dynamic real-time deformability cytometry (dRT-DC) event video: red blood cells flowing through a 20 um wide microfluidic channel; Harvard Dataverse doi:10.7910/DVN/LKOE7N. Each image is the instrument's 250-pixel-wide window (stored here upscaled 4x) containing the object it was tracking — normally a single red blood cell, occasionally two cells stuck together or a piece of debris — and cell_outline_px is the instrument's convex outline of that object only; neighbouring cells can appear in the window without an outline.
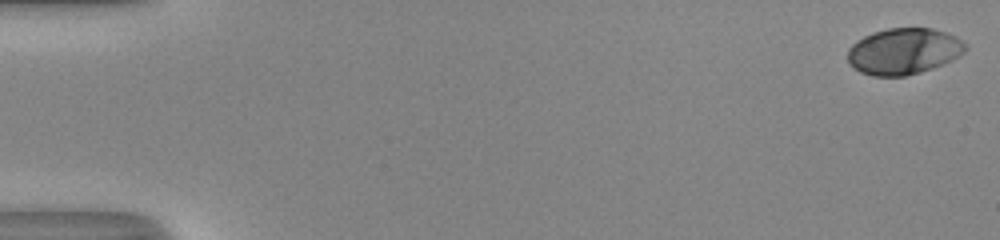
{"species": "human", "species_latin": "Homo sapiens", "temperature_condition": "room temperature", "stored_images_in_passage": 53, "camera_frame_rate_fps": 3000, "um_per_image_px": 0.085, "donor": {"sex": "male"}, "frame": {"image": 1, "passage_image": 1, "time_ms": 0.0, "image_size_px": [1000, 240], "cell_outline_px": [[968, 48], [960, 56], [952, 60], [932, 68], [920, 72], [904, 76], [872, 76], [860, 72], [848, 64], [848, 48], [856, 40], [872, 32], [888, 28], [932, 28], [956, 36], [968, 44]], "centroid_in_image_um": [76.81, 4.35], "position_along_channel_um": 8.2, "area_um2": 32.02}}
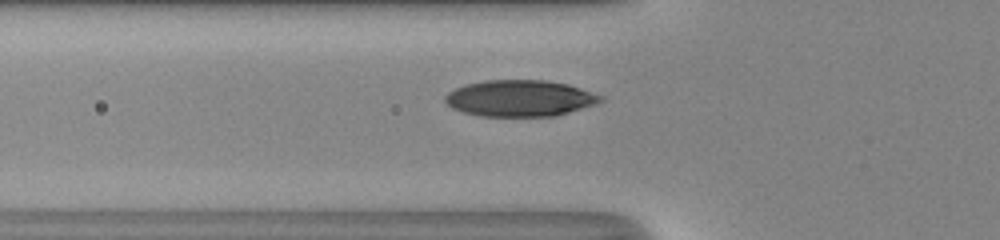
{"frame": {"image": 2, "passage_image": 20, "time_ms": 6.333, "image_size_px": [1000, 240], "cell_outline_px": [[604, 100], [596, 104], [556, 116], [480, 116], [464, 112], [452, 108], [444, 100], [444, 96], [448, 92], [464, 84], [484, 80], [544, 80], [568, 84], [604, 96]], "centroid_in_image_um": [44.19, 8.35], "position_along_channel_um": 81.6, "area_um2": 33.06}}
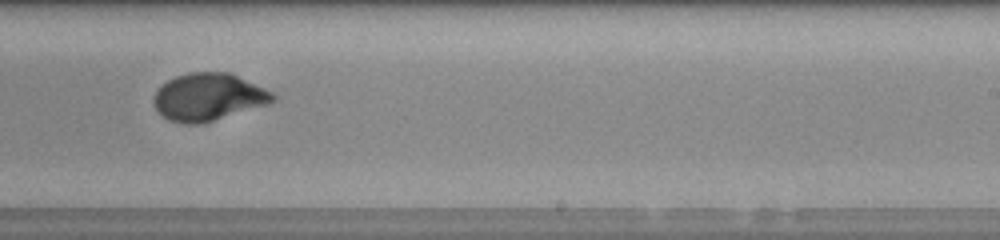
{"frame": {"image": 3, "passage_image": 34, "time_ms": 11.0, "image_size_px": [1000, 240], "cell_outline_px": [[276, 100], [268, 104], [204, 124], [184, 124], [168, 120], [152, 104], [152, 96], [156, 88], [168, 80], [176, 76], [188, 72], [228, 72], [264, 88], [272, 92], [276, 96]], "centroid_in_image_um": [17.67, 8.26], "position_along_channel_um": 271.3, "area_um2": 33.18}, "authors_computed_cell_mechanics": {"area_um2": 32.4836, "velocity_mm_per_s": 4.0597, "shape_relaxation_time_tau1_ms": 3.573, "shape_relaxation_time_tau2_ms": null, "deformation_change_tau1": 0.1794, "deformation_change_tau2": null}}